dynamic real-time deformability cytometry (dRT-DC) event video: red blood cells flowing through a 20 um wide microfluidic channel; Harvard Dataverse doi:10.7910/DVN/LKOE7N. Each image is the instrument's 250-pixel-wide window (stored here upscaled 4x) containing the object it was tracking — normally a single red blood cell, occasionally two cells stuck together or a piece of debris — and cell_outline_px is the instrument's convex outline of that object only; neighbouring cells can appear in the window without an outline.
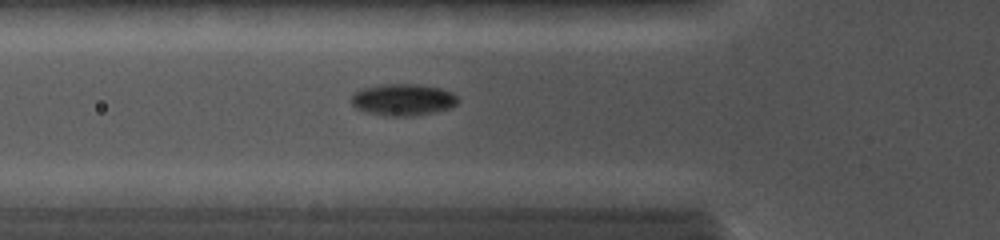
{"species": "common noctule bat (a hibernating species)", "species_latin": "Nyctalus noctula", "temperature_condition": "cold", "stored_images_in_passage": 13, "camera_frame_rate_fps": 5000, "um_per_image_px": 0.085, "animal": {"sex": "female", "body_mass_g": 19.0, "forearm_length_mm": 56.7}, "frame": {"image": 1, "passage_image": 13, "time_ms": 4.8, "image_size_px": [1000, 240], "cell_outline_px": [[460, 100], [456, 104], [448, 108], [436, 112], [412, 116], [384, 116], [364, 112], [356, 108], [352, 104], [352, 96], [360, 88], [384, 84], [416, 84], [440, 88], [452, 92]], "centroid_in_image_um": [34.25, 8.48], "position_along_channel_um": 91.6, "area_um2": 19.83}}